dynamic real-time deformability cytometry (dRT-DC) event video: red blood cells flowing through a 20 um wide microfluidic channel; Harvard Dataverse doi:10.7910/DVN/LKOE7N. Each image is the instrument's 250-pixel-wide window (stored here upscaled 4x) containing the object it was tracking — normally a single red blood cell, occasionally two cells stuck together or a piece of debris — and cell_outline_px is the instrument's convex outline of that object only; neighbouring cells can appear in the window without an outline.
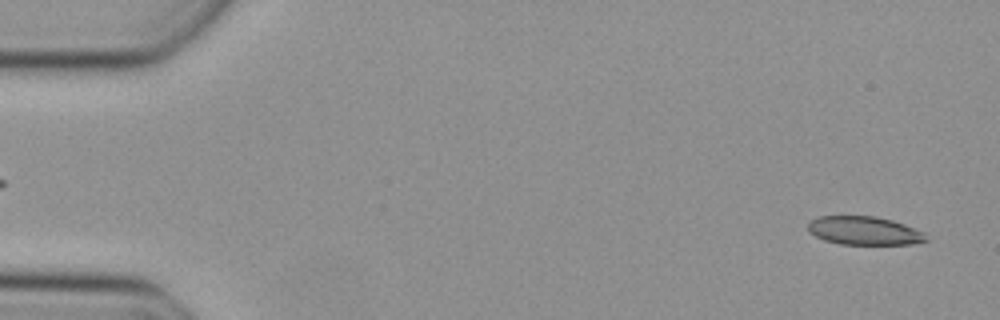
{"species": "Egyptian fruit bat (a non-hibernating species)", "species_latin": "Rousettus aegyptiacus", "temperature_condition": "cold", "stored_images_in_passage": 11, "camera_frame_rate_fps": 3000, "um_per_image_px": 0.085, "animal": {"sex": "female"}, "frame": {"image": 1, "passage_image": 2, "time_ms": 0.333, "image_size_px": [1000, 320], "cell_outline_px": [[928, 240], [912, 244], [840, 244], [824, 240], [808, 232], [808, 224], [816, 216], [876, 216], [892, 220], [904, 224], [924, 232]], "centroid_in_image_um": [73.45, 19.6], "position_along_channel_um": 11.6, "area_um2": 19.59}}